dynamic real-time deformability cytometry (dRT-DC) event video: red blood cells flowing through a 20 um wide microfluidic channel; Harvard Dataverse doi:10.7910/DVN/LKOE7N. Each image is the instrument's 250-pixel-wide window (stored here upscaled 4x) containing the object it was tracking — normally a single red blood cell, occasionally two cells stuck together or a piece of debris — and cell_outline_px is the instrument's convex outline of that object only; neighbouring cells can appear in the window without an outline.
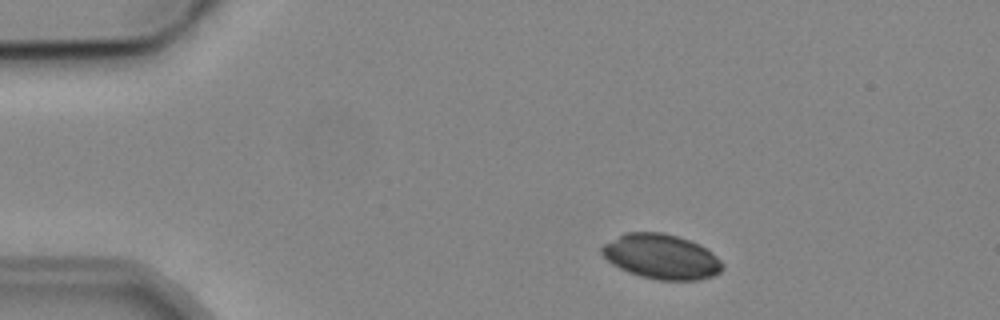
{"species": "common noctule bat (a hibernating species)", "species_latin": "Nyctalus noctula", "temperature_condition": "cold", "stored_images_in_passage": 3, "camera_frame_rate_fps": 3000, "um_per_image_px": 0.085, "animal": {"sex": "male", "body_mass_g": 19.2, "forearm_length_mm": 51.8}, "frame": {"image": 1, "passage_image": 1, "time_ms": 0.0, "image_size_px": [1000, 320], "cell_outline_px": [[724, 268], [720, 272], [712, 276], [696, 280], [656, 280], [640, 276], [628, 272], [612, 264], [600, 252], [600, 248], [604, 244], [624, 232], [664, 232], [700, 244], [712, 252], [724, 264]], "centroid_in_image_um": [56.21, 21.81], "position_along_channel_um": 28.8, "area_um2": 31.62}}